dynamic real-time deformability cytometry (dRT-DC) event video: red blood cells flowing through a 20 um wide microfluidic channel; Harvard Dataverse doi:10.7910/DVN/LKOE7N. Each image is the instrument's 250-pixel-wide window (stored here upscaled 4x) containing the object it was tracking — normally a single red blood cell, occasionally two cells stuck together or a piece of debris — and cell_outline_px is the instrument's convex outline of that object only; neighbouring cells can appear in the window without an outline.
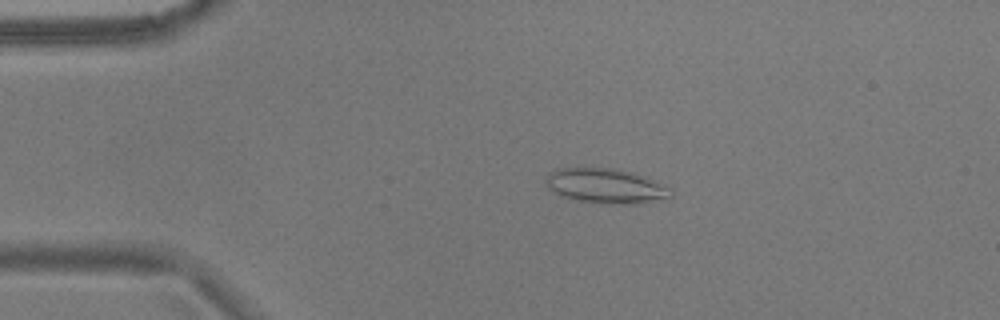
{"species": "common noctule bat (a hibernating species)", "species_latin": "Nyctalus noctula", "temperature_condition": "warm", "stored_images_in_passage": 54, "camera_frame_rate_fps": 3000, "um_per_image_px": 0.085, "animal": {"sex": "male", "body_mass_g": 17.9}, "frame": {"image": 1, "passage_image": 11, "time_ms": 3.333, "image_size_px": [1000, 320], "cell_outline_px": [[672, 196], [640, 204], [620, 204], [572, 200], [560, 196], [548, 188], [544, 180], [556, 168], [612, 168], [632, 172], [648, 176], [672, 188]], "centroid_in_image_um": [51.52, 15.8], "position_along_channel_um": 33.5, "area_um2": 25.61}}
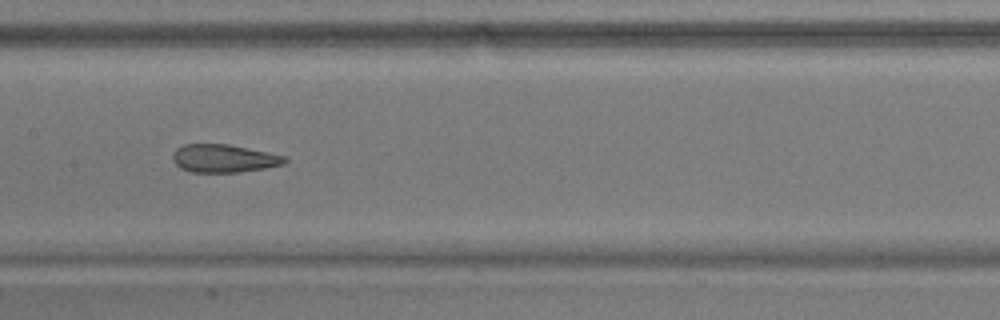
{"frame": {"image": 2, "passage_image": 27, "time_ms": 8.667, "image_size_px": [1000, 320], "cell_outline_px": [[288, 160], [284, 164], [264, 168], [240, 172], [192, 172], [180, 168], [172, 160], [172, 156], [176, 148], [184, 144], [228, 144], [268, 152], [284, 156]], "centroid_in_image_um": [19.0, 13.46], "position_along_channel_um": 188.4, "area_um2": 18.26}}
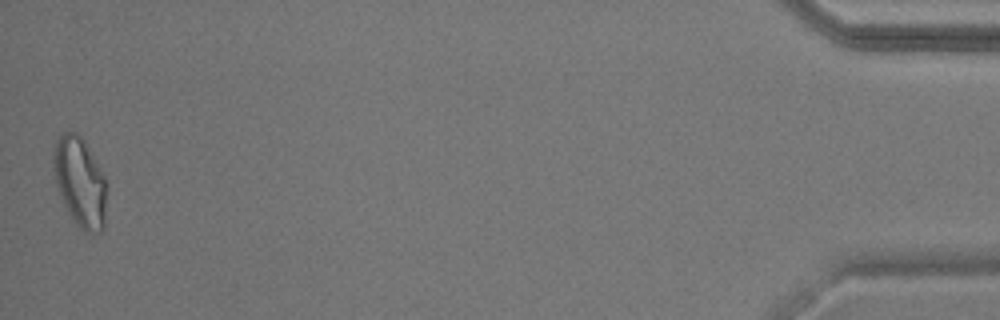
{"frame": {"image": 3, "passage_image": 54, "time_ms": 17.667, "image_size_px": [1000, 320], "cell_outline_px": [[104, 228], [100, 232], [84, 232], [76, 224], [68, 212], [64, 204], [56, 184], [52, 164], [52, 152], [56, 140], [64, 132], [76, 132], [84, 140], [104, 176]], "centroid_in_image_um": [6.75, 15.45], "position_along_channel_um": 428.5, "area_um2": 27.28}, "authors_computed_cell_mechanics": {"area_um2": 22.1663, "velocity_mm_per_s": 3.6845, "shape_relaxation_time_tau1_ms": null, "shape_relaxation_time_tau2_ms": 1.475, "deformation_change_tau1": null, "deformation_change_tau2": 0.095}}